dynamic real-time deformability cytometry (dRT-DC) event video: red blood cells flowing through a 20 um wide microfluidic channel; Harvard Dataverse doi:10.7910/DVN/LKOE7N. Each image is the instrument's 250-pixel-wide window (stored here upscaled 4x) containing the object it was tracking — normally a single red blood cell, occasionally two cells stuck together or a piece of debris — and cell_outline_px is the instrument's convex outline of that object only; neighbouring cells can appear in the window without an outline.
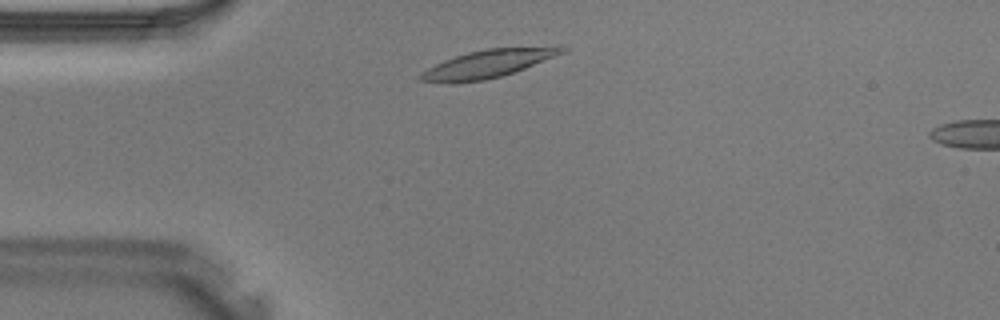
{"species": "Egyptian fruit bat (a non-hibernating species)", "species_latin": "Rousettus aegyptiacus", "temperature_condition": "warm", "stored_images_in_passage": 6, "camera_frame_rate_fps": 3000, "um_per_image_px": 0.085, "animal": {"sex": "male"}, "frame": {"image": 1, "passage_image": 3, "time_ms": 0.667, "image_size_px": [1000, 320], "cell_outline_px": [[568, 48], [564, 52], [524, 68], [500, 76], [484, 80], [452, 84], [420, 80], [416, 76], [420, 72], [444, 60], [468, 52], [488, 48], [556, 44], [560, 44]], "centroid_in_image_um": [41.52, 5.39], "position_along_channel_um": 43.5, "area_um2": 23.41}}